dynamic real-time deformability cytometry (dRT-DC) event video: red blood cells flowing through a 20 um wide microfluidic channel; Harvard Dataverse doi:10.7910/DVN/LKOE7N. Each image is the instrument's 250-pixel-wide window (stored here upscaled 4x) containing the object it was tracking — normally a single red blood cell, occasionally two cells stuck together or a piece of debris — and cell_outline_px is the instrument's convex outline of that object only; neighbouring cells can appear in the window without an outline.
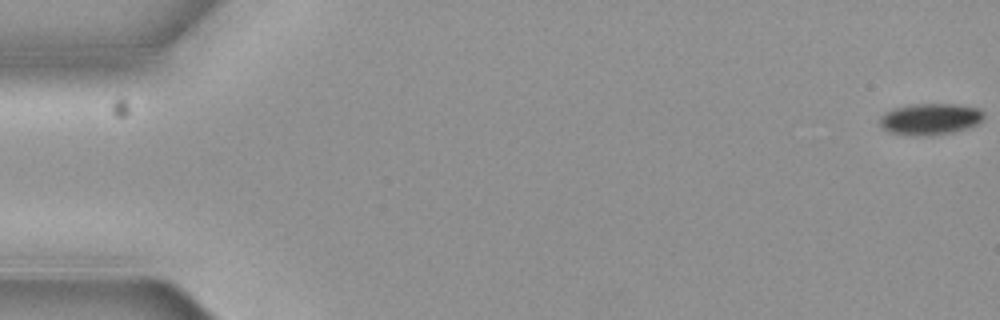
{"species": "common noctule bat (a hibernating species)", "species_latin": "Nyctalus noctula", "temperature_condition": "cold", "stored_images_in_passage": 7, "camera_frame_rate_fps": 3000, "um_per_image_px": 0.085, "animal": {"sex": "female", "body_mass_g": 19.3, "forearm_length_mm": 54.1}, "frame": {"image": 1, "passage_image": 1, "time_ms": 0.0, "image_size_px": [1000, 320], "cell_outline_px": [[984, 116], [976, 124], [968, 128], [952, 132], [916, 136], [892, 132], [884, 128], [880, 124], [880, 116], [884, 112], [892, 108], [912, 104], [956, 104], [976, 108], [984, 112]], "centroid_in_image_um": [79.04, 10.1], "position_along_channel_um": 6.0, "area_um2": 18.79}}
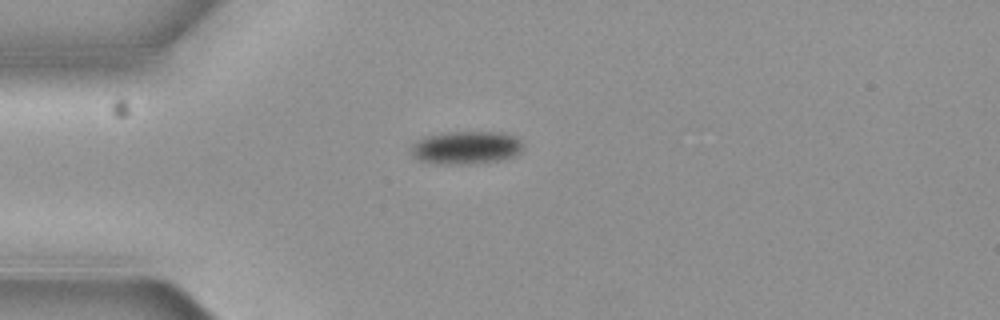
{"frame": {"image": 2, "passage_image": 5, "time_ms": 1.333, "image_size_px": [1000, 320], "cell_outline_px": [[524, 144], [520, 152], [512, 156], [500, 160], [468, 164], [432, 164], [420, 160], [412, 152], [412, 148], [420, 140], [428, 136], [448, 132], [500, 132], [512, 136], [520, 140]], "centroid_in_image_um": [39.66, 12.56], "position_along_channel_um": 45.3, "area_um2": 21.1}}
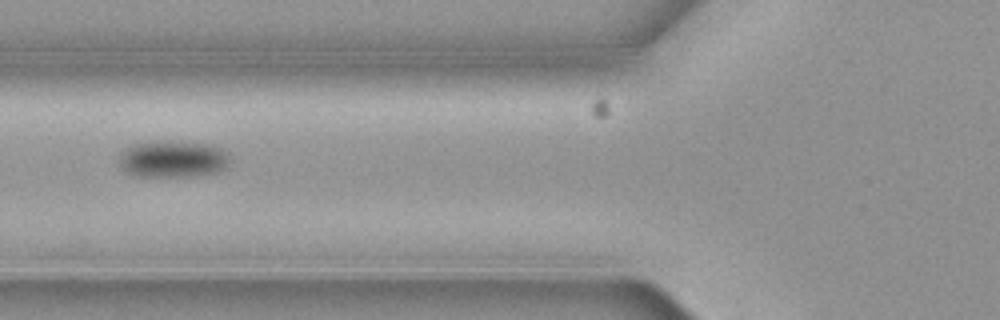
{"frame": {"image": 3, "passage_image": 7, "time_ms": 2.0, "image_size_px": [1000, 320], "cell_outline_px": [[228, 160], [224, 168], [216, 172], [196, 176], [132, 176], [124, 172], [120, 168], [120, 152], [136, 144], [208, 144], [220, 148], [228, 152]], "centroid_in_image_um": [14.67, 13.59], "position_along_channel_um": 111.1, "area_um2": 22.72}}